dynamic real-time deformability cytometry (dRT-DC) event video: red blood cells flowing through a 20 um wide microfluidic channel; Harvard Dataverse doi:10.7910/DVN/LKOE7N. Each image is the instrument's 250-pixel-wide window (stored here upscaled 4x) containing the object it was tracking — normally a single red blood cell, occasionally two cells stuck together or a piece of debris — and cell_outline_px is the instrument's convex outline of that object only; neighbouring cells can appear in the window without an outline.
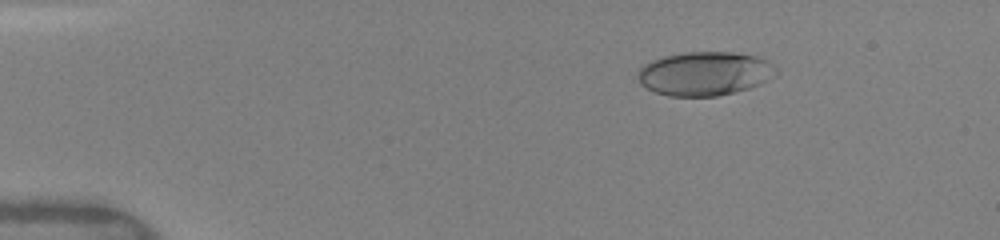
{"species": "human", "species_latin": "Homo sapiens", "temperature_condition": "warm", "stored_images_in_passage": 50, "camera_frame_rate_fps": 3000, "um_per_image_px": 0.085, "donor": {"sex": "female"}, "frame": {"image": 1, "passage_image": 8, "time_ms": 2.333, "image_size_px": [1000, 240], "cell_outline_px": [[780, 72], [776, 76], [760, 84], [736, 92], [716, 96], [668, 96], [656, 92], [640, 84], [636, 76], [636, 72], [644, 64], [652, 60], [664, 56], [684, 52], [732, 52], [756, 56], [764, 60], [776, 68]], "centroid_in_image_um": [59.89, 6.26], "position_along_channel_um": 25.1, "area_um2": 35.49}}
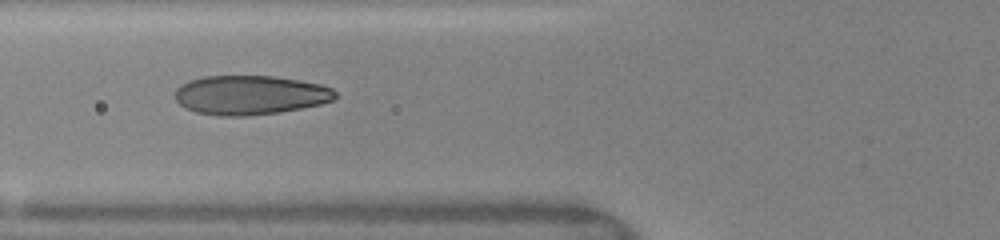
{"frame": {"image": 2, "passage_image": 20, "time_ms": 6.333, "image_size_px": [1000, 240], "cell_outline_px": [[340, 96], [332, 100], [320, 104], [280, 112], [244, 116], [220, 116], [196, 112], [184, 108], [176, 100], [176, 88], [180, 84], [188, 80], [204, 76], [276, 76], [300, 80], [320, 84], [332, 88]], "centroid_in_image_um": [21.26, 8.07], "position_along_channel_um": 104.5, "area_um2": 36.88}}
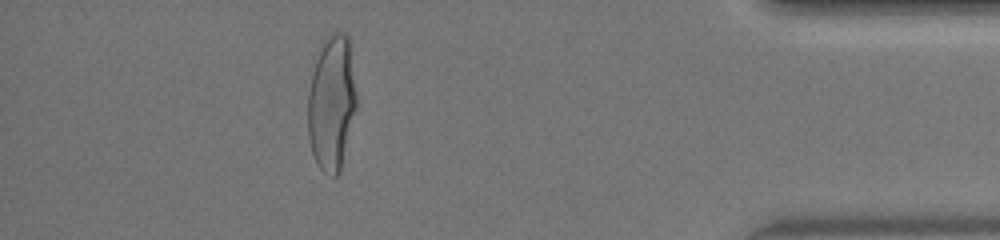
{"frame": {"image": 3, "passage_image": 45, "time_ms": 14.667, "image_size_px": [1000, 240], "cell_outline_px": [[356, 108], [340, 172], [336, 176], [332, 176], [324, 172], [320, 168], [312, 152], [308, 136], [308, 92], [312, 72], [320, 44], [324, 36], [332, 32], [344, 32], [348, 36], [356, 96]], "centroid_in_image_um": [28.17, 8.71], "position_along_channel_um": 407.0, "area_um2": 38.26}, "authors_computed_cell_mechanics": {"area_um2": 36.5007, "velocity_mm_per_s": 4.0976, "shape_relaxation_time_tau1_ms": 4.462, "shape_relaxation_time_tau2_ms": null, "deformation_change_tau1": 0.2258, "deformation_change_tau2": null}}